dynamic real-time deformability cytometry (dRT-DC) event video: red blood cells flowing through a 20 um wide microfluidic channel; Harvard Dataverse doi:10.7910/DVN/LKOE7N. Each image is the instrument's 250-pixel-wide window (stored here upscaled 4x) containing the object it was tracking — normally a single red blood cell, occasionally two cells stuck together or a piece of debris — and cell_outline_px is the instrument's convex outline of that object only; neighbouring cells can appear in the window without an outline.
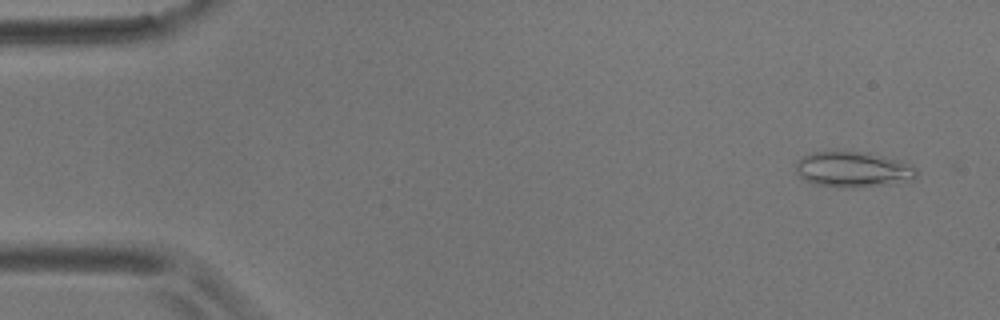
{"species": "common noctule bat (a hibernating species)", "species_latin": "Nyctalus noctula", "temperature_condition": "room temperature", "stored_images_in_passage": 5, "camera_frame_rate_fps": 3000, "um_per_image_px": 0.085, "animal": {"sex": "male", "body_mass_g": 17.9}, "frame": {"image": 1, "passage_image": 1, "time_ms": 0.0, "image_size_px": [1000, 320], "cell_outline_px": [[916, 180], [888, 184], [856, 188], [840, 188], [812, 184], [800, 176], [796, 172], [796, 160], [812, 152], [868, 152], [900, 160], [916, 168]], "centroid_in_image_um": [72.51, 14.42], "position_along_channel_um": 12.5, "area_um2": 25.26}}
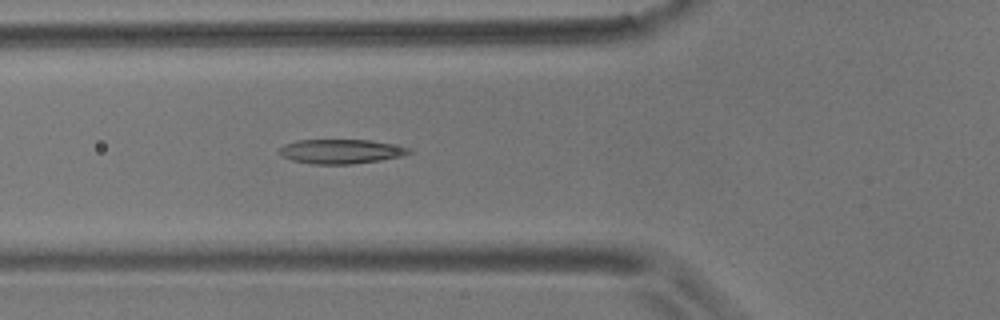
{"frame": {"image": 2, "passage_image": 5, "time_ms": 5.667, "image_size_px": [1000, 320], "cell_outline_px": [[412, 152], [400, 156], [380, 160], [352, 164], [312, 164], [292, 160], [280, 156], [276, 152], [284, 144], [296, 140], [372, 140], [412, 148]], "centroid_in_image_um": [28.93, 12.87], "position_along_channel_um": 96.9, "area_um2": 18.55}}